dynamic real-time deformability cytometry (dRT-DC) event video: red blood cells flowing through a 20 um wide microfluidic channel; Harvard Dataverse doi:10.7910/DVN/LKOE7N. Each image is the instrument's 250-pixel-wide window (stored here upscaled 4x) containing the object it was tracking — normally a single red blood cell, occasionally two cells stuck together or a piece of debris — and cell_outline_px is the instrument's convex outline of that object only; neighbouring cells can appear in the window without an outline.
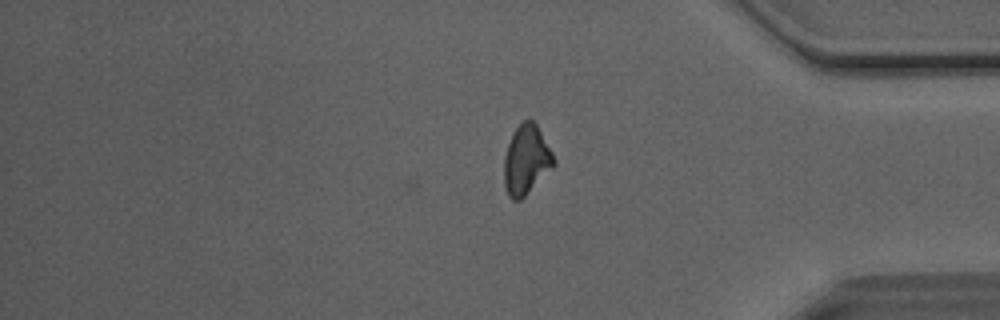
{"species": "Egyptian fruit bat (a non-hibernating species)", "species_latin": "Rousettus aegyptiacus", "temperature_condition": "room temperature", "stored_images_in_passage": 31, "camera_frame_rate_fps": 3000, "um_per_image_px": 0.085, "animal": {"sex": "male"}, "frame": {"image": 1, "passage_image": 31, "time_ms": 10.0, "image_size_px": [1000, 320], "cell_outline_px": [[556, 164], [520, 200], [512, 200], [508, 196], [504, 184], [504, 156], [512, 132], [524, 120], [532, 120], [536, 124], [552, 152], [556, 160]], "centroid_in_image_um": [44.72, 13.59], "position_along_channel_um": 390.5, "area_um2": 19.94}, "authors_computed_cell_mechanics": {"area_um2": 20.1144, "velocity_mm_per_s": 4.0919, "shape_relaxation_time_tau1_ms": null, "shape_relaxation_time_tau2_ms": 2.3436, "deformation_change_tau1": null, "deformation_change_tau2": 0.1107}}